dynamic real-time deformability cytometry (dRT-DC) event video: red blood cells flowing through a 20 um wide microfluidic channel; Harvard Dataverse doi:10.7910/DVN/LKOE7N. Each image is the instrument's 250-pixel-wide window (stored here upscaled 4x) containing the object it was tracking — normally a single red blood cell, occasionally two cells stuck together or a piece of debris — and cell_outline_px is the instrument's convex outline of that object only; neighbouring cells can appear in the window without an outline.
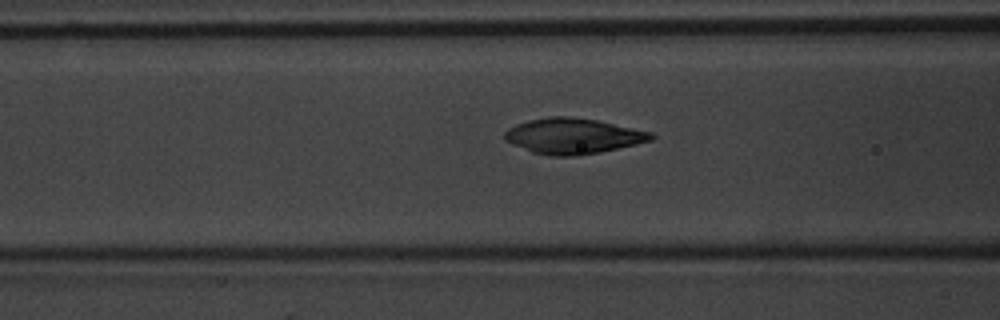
{"species": "common noctule bat (a hibernating species)", "species_latin": "Nyctalus noctula", "temperature_condition": "warm", "stored_images_in_passage": 54, "camera_frame_rate_fps": 3000, "um_per_image_px": 0.085, "animal": {"sex": "male", "body_mass_g": 20.1, "forearm_length_mm": 53.5}, "frame": {"image": 1, "passage_image": 22, "time_ms": 7.0, "image_size_px": [1000, 320], "cell_outline_px": [[656, 136], [652, 140], [636, 144], [576, 156], [552, 156], [532, 152], [512, 144], [504, 140], [504, 132], [508, 128], [516, 124], [528, 120], [552, 116], [568, 116], [596, 120], [652, 132]], "centroid_in_image_um": [48.67, 11.56], "position_along_channel_um": 117.9, "area_um2": 30.11}}
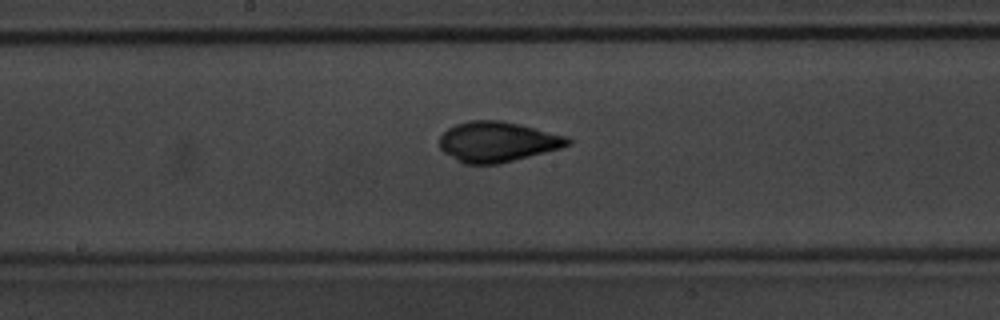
{"frame": {"image": 2, "passage_image": 29, "time_ms": 9.333, "image_size_px": [1000, 320], "cell_outline_px": [[572, 144], [560, 148], [496, 164], [464, 164], [456, 160], [444, 152], [440, 148], [440, 136], [448, 128], [456, 124], [468, 120], [500, 120], [520, 124], [568, 136], [572, 140]], "centroid_in_image_um": [42.28, 12.04], "position_along_channel_um": 205.9, "area_um2": 30.0}}
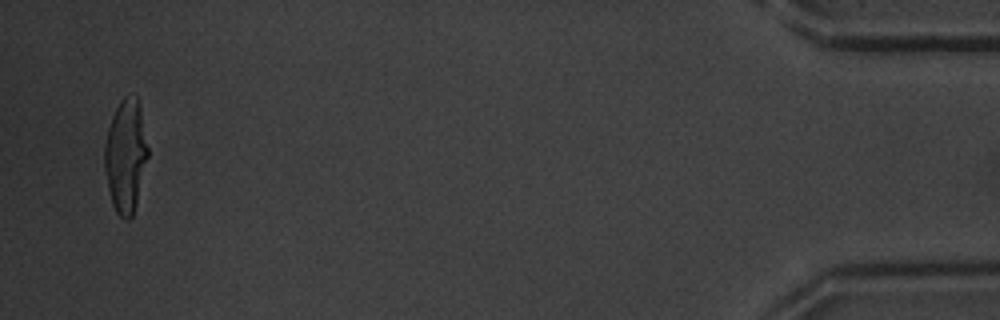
{"frame": {"image": 3, "passage_image": 53, "time_ms": 17.333, "image_size_px": [1000, 320], "cell_outline_px": [[148, 156], [136, 204], [132, 216], [128, 220], [124, 220], [116, 212], [112, 204], [108, 188], [104, 168], [104, 144], [108, 128], [112, 116], [120, 100], [124, 96], [136, 96], [140, 104], [148, 148]], "centroid_in_image_um": [10.67, 13.24], "position_along_channel_um": 424.5, "area_um2": 28.61}, "authors_computed_cell_mechanics": {"area_um2": 28.9, "velocity_mm_per_s": 3.7592, "shape_relaxation_time_tau1_ms": 5.7297, "shape_relaxation_time_tau2_ms": 0.8294, "deformation_change_tau1": 0.1981, "deformation_change_tau2": 0.0347}}